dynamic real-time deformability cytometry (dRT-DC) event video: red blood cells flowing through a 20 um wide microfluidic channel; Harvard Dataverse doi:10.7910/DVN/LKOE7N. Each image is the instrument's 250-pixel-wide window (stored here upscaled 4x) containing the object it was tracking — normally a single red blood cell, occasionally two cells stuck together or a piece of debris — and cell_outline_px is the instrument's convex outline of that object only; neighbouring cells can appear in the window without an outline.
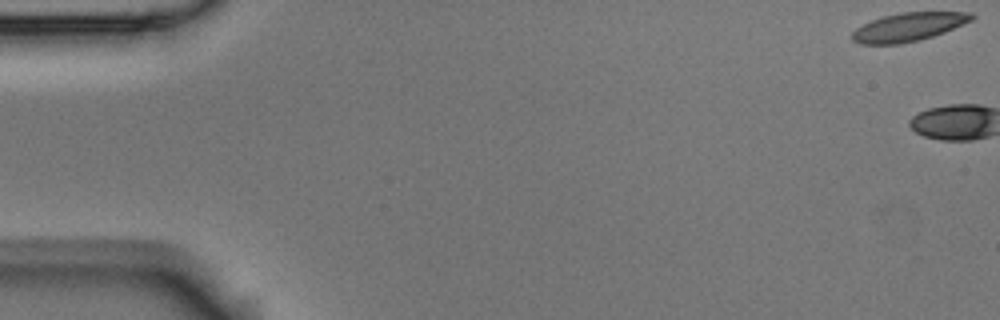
{"species": "Egyptian fruit bat (a non-hibernating species)", "species_latin": "Rousettus aegyptiacus", "temperature_condition": "room temperature", "stored_images_in_passage": 5, "camera_frame_rate_fps": 3000, "um_per_image_px": 0.085, "animal": {"sex": "male"}, "frame": {"image": 1, "passage_image": 1, "time_ms": 0.0, "image_size_px": [1000, 320], "cell_outline_px": [[976, 16], [972, 20], [944, 32], [920, 40], [900, 44], [860, 44], [852, 40], [852, 32], [856, 28], [872, 20], [884, 16], [900, 12], [972, 12]], "centroid_in_image_um": [77.22, 2.29], "position_along_channel_um": 7.8, "area_um2": 19.77}}